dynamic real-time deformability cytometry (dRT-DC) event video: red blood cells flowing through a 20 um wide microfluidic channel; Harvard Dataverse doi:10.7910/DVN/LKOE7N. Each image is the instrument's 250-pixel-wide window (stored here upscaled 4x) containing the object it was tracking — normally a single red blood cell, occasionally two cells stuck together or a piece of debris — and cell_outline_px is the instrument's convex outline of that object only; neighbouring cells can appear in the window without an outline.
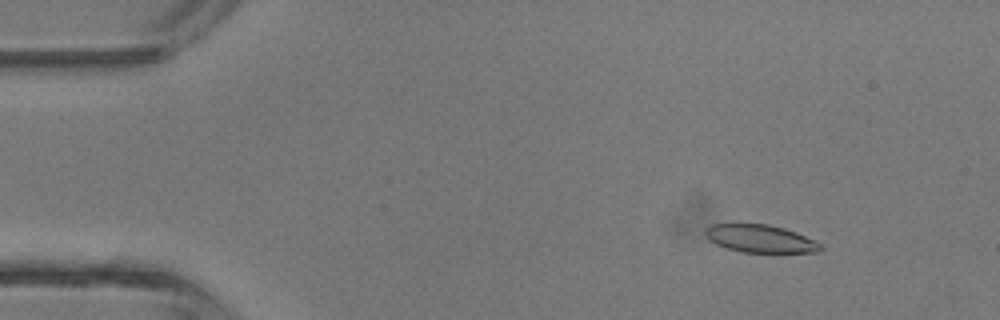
{"species": "common noctule bat (a hibernating species)", "species_latin": "Nyctalus noctula", "temperature_condition": "room temperature", "stored_images_in_passage": 4, "camera_frame_rate_fps": 3000, "um_per_image_px": 0.085, "animal": {"sex": "male", "body_mass_g": 13.3}, "frame": {"image": 1, "passage_image": 2, "time_ms": 1.0, "image_size_px": [1000, 320], "cell_outline_px": [[820, 248], [816, 252], [744, 252], [728, 248], [716, 244], [704, 232], [704, 228], [712, 224], [768, 224], [784, 228], [796, 232], [820, 244]], "centroid_in_image_um": [64.58, 20.27], "position_along_channel_um": 20.4, "area_um2": 18.15}}